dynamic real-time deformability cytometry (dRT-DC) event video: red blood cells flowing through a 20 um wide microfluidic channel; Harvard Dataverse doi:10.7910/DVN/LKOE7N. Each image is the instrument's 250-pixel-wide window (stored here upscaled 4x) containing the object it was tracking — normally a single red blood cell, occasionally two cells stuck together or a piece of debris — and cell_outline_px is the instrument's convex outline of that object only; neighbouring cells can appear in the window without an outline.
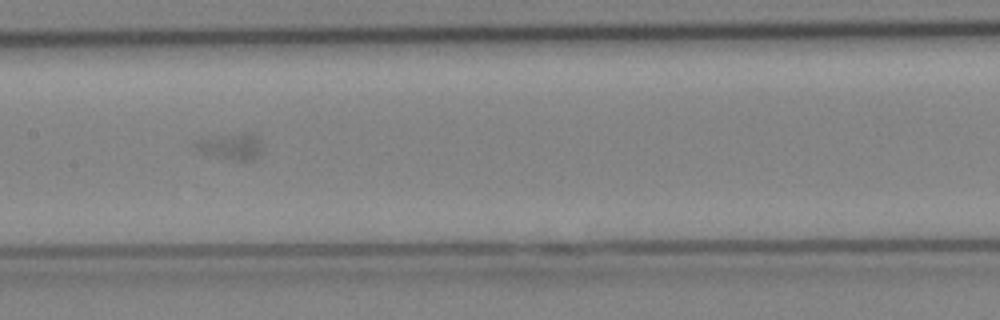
{"species": "Egyptian fruit bat (a non-hibernating species)", "species_latin": "Rousettus aegyptiacus", "temperature_condition": "cold", "stored_images_in_passage": 12, "camera_frame_rate_fps": 3000, "um_per_image_px": 0.085, "animal": {"sex": "female"}, "frame": {"image": 1, "passage_image": 7, "time_ms": 2.0, "image_size_px": [1000, 320], "cell_outline_px": [[264, 152], [252, 160], [240, 160], [212, 156], [200, 152], [192, 148], [192, 144], [200, 140], [216, 136], [240, 132], [256, 132], [260, 140]], "centroid_in_image_um": [19.69, 12.42], "position_along_channel_um": 187.7, "area_um2": 10.58}}